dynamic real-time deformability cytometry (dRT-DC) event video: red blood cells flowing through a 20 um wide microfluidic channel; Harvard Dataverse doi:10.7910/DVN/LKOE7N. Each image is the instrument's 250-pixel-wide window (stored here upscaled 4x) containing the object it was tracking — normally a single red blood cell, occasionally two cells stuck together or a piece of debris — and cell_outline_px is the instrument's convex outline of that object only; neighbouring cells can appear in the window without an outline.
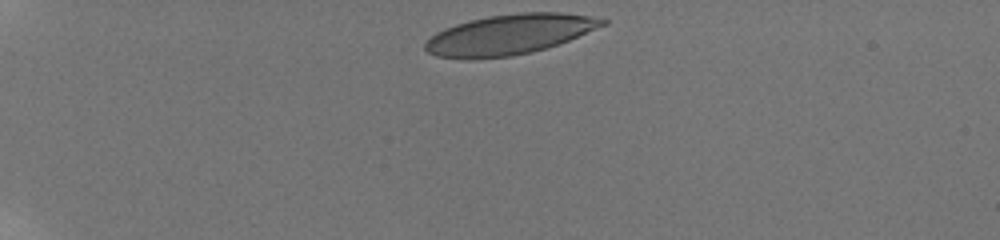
{"species": "human", "species_latin": "Homo sapiens", "temperature_condition": "room temperature", "stored_images_in_passage": 25, "camera_frame_rate_fps": 3000, "um_per_image_px": 0.085, "donor": {"sex": "male"}, "frame": {"image": 1, "passage_image": 1, "time_ms": 0.0, "image_size_px": [1000, 240], "cell_outline_px": [[608, 24], [568, 40], [532, 52], [512, 56], [472, 60], [436, 56], [428, 52], [424, 48], [424, 44], [436, 32], [444, 28], [456, 24], [488, 16], [520, 12], [560, 12], [600, 16], [608, 20]], "centroid_in_image_um": [43.33, 2.93], "position_along_channel_um": 41.7, "area_um2": 41.73}}
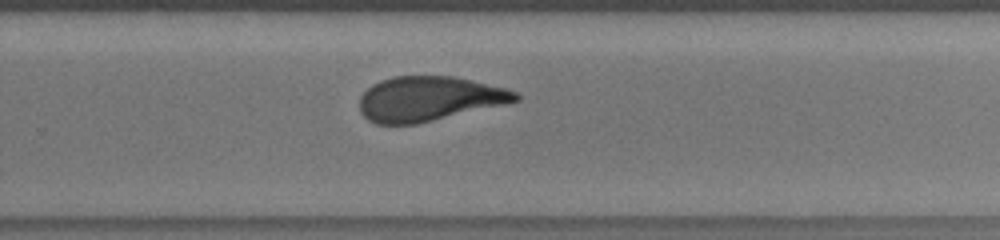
{"frame": {"image": 2, "passage_image": 16, "time_ms": 5.0, "image_size_px": [1000, 240], "cell_outline_px": [[520, 100], [504, 104], [416, 124], [376, 124], [368, 120], [360, 112], [360, 96], [372, 84], [380, 80], [392, 76], [452, 76], [472, 80], [504, 88], [516, 92], [520, 96]], "centroid_in_image_um": [36.42, 8.39], "position_along_channel_um": 293.4, "area_um2": 40.4}}
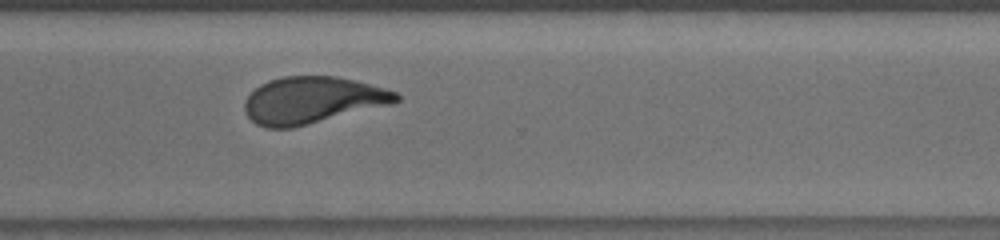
{"frame": {"image": 3, "passage_image": 19, "time_ms": 6.0, "image_size_px": [1000, 240], "cell_outline_px": [[400, 100], [388, 104], [292, 128], [268, 128], [256, 124], [248, 116], [244, 108], [244, 100], [260, 84], [268, 80], [284, 76], [332, 76], [352, 80], [384, 88], [396, 92], [400, 96]], "centroid_in_image_um": [26.49, 8.51], "position_along_channel_um": 344.1, "area_um2": 40.63}}